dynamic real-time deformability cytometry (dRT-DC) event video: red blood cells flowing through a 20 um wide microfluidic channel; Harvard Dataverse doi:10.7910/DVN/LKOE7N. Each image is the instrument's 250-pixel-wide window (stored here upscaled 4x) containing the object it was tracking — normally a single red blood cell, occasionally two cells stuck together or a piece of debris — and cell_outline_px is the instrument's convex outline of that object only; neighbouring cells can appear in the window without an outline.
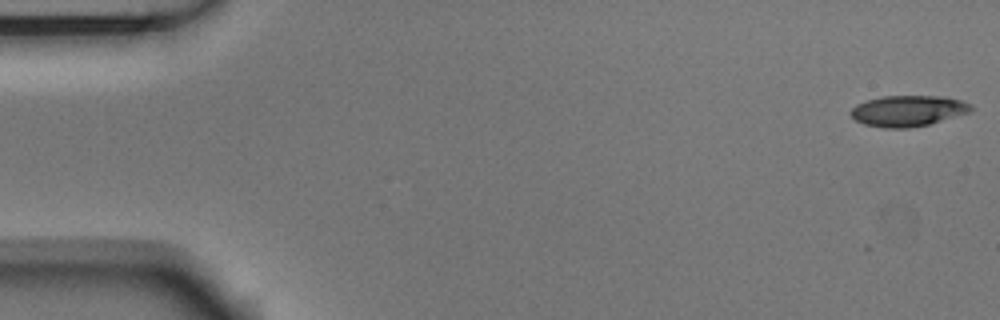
{"species": "Egyptian fruit bat (a non-hibernating species)", "species_latin": "Rousettus aegyptiacus", "temperature_condition": "room temperature", "stored_images_in_passage": 54, "camera_frame_rate_fps": 3000, "um_per_image_px": 0.085, "animal": {"sex": "male"}, "frame": {"image": 1, "passage_image": 1, "time_ms": 0.0, "image_size_px": [1000, 320], "cell_outline_px": [[976, 108], [972, 112], [928, 124], [908, 128], [884, 128], [864, 124], [856, 120], [848, 112], [856, 104], [868, 100], [884, 96], [944, 96], [960, 100], [972, 104]], "centroid_in_image_um": [77.22, 9.42], "position_along_channel_um": 7.8, "area_um2": 21.79}}
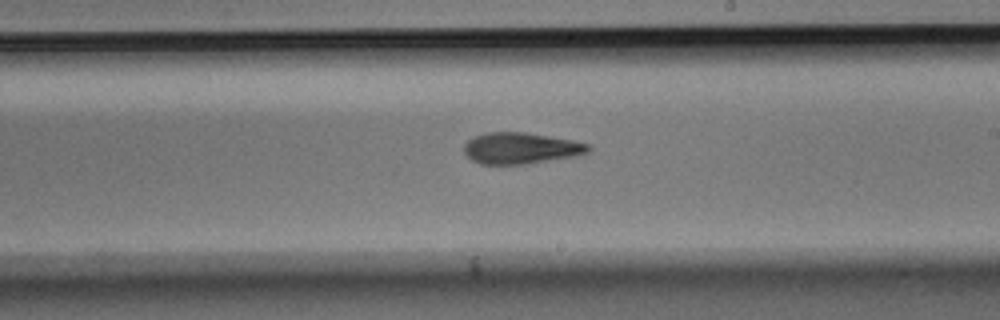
{"frame": {"image": 2, "passage_image": 31, "time_ms": 10.0, "image_size_px": [1000, 320], "cell_outline_px": [[592, 148], [588, 152], [572, 156], [524, 164], [480, 164], [472, 160], [464, 152], [464, 144], [472, 136], [488, 132], [524, 132], [572, 140], [592, 144]], "centroid_in_image_um": [44.24, 12.58], "position_along_channel_um": 244.8, "area_um2": 22.54}}
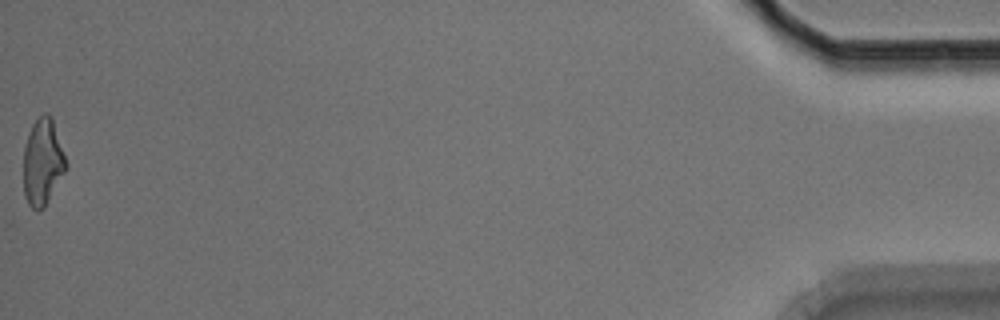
{"frame": {"image": 3, "passage_image": 54, "time_ms": 17.667, "image_size_px": [1000, 320], "cell_outline_px": [[68, 168], [44, 208], [36, 212], [28, 204], [24, 196], [24, 148], [28, 132], [32, 124], [44, 112], [48, 112], [52, 116], [68, 164]], "centroid_in_image_um": [3.64, 13.78], "position_along_channel_um": 431.6, "area_um2": 21.85}, "authors_computed_cell_mechanics": {"area_um2": 22.4264, "velocity_mm_per_s": 3.7271, "shape_relaxation_time_tau1_ms": 3.5643, "shape_relaxation_time_tau2_ms": 4.5849, "deformation_change_tau1": 0.1628, "deformation_change_tau2": 0.1607}}